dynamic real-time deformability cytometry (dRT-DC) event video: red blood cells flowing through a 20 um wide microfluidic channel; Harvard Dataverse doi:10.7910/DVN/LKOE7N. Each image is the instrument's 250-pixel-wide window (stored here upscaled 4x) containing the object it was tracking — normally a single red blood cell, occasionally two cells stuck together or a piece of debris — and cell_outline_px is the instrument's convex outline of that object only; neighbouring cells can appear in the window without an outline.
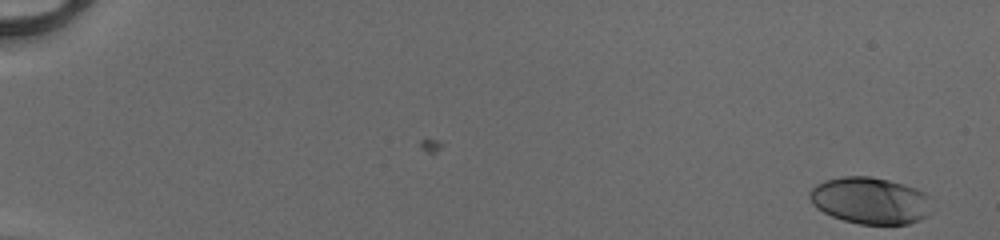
{"species": "human", "species_latin": "Homo sapiens", "temperature_condition": "cold", "stored_images_in_passage": 51, "camera_frame_rate_fps": 3000, "um_per_image_px": 0.085, "donor": {"sex": "male"}, "frame": {"image": 1, "passage_image": 1, "time_ms": 0.0, "image_size_px": [1000, 240], "cell_outline_px": [[928, 196], [924, 216], [920, 220], [908, 224], [860, 224], [844, 220], [832, 216], [816, 208], [812, 204], [808, 196], [808, 192], [816, 184], [824, 180], [840, 176], [872, 176], [904, 184], [916, 188], [924, 192]], "centroid_in_image_um": [73.87, 17.03], "position_along_channel_um": 11.1, "area_um2": 33.0}}
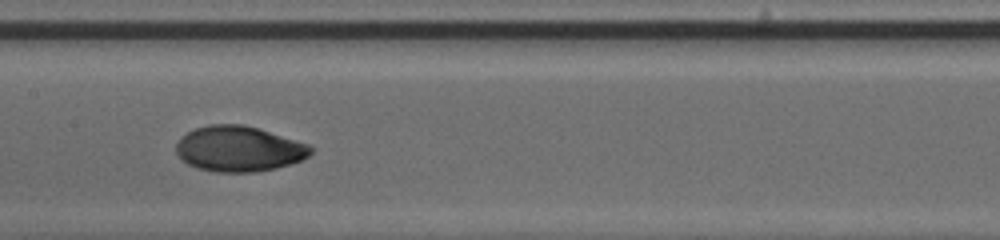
{"frame": {"image": 2, "passage_image": 28, "time_ms": 9.0, "image_size_px": [1000, 240], "cell_outline_px": [[316, 148], [308, 156], [300, 160], [276, 168], [256, 172], [216, 172], [196, 168], [188, 164], [176, 152], [176, 144], [180, 136], [196, 128], [208, 124], [244, 124], [308, 144]], "centroid_in_image_um": [20.29, 12.65], "position_along_channel_um": 187.1, "area_um2": 35.6}}
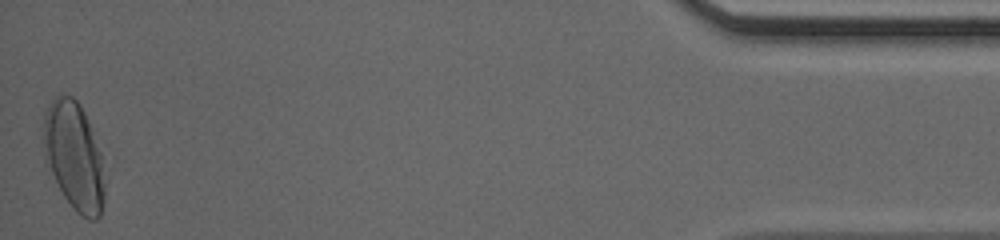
{"frame": {"image": 3, "passage_image": 51, "time_ms": 16.667, "image_size_px": [1000, 240], "cell_outline_px": [[104, 200], [100, 216], [96, 220], [88, 220], [80, 216], [76, 212], [64, 196], [44, 160], [44, 112], [48, 104], [56, 96], [72, 96], [80, 104], [92, 128], [100, 152], [104, 184]], "centroid_in_image_um": [6.29, 13.28], "position_along_channel_um": 428.9, "area_um2": 38.44}, "authors_computed_cell_mechanics": {"area_um2": 33.9864, "velocity_mm_per_s": 4.1308, "shape_relaxation_time_tau1_ms": 3.5957, "shape_relaxation_time_tau2_ms": 0.8793, "deformation_change_tau1": 0.1929, "deformation_change_tau2": 0.0323}}